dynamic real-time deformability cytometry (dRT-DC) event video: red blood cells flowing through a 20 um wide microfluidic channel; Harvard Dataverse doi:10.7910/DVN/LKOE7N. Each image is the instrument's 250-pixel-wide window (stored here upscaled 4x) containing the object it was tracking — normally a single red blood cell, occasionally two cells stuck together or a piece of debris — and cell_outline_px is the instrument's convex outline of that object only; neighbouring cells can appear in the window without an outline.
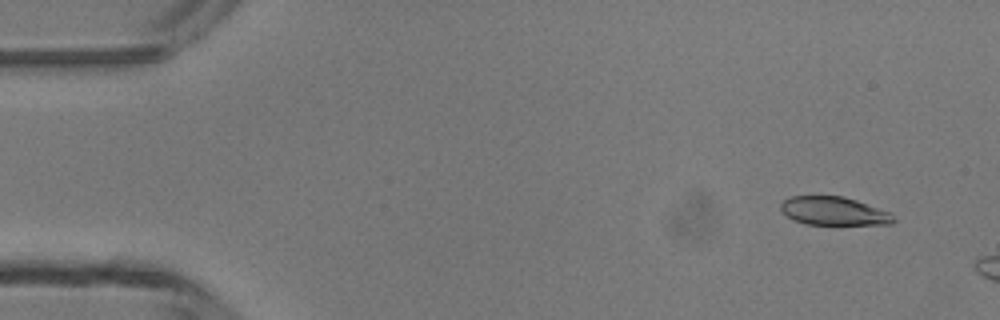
{"species": "common noctule bat (a hibernating species)", "species_latin": "Nyctalus noctula", "temperature_condition": "room temperature", "stored_images_in_passage": 8, "segment_of_instrument_passage": [1, 2], "camera_frame_rate_fps": 3000, "um_per_image_px": 0.085, "animal": {"sex": "male", "body_mass_g": 13.3}, "frame": {"image": 1, "passage_image": 2, "time_ms": 1.0, "image_size_px": [1000, 320], "cell_outline_px": [[896, 220], [892, 224], [804, 224], [788, 216], [780, 208], [780, 204], [784, 200], [792, 196], [844, 196], [892, 212]], "centroid_in_image_um": [70.92, 17.93], "position_along_channel_um": 14.1, "area_um2": 18.61}}
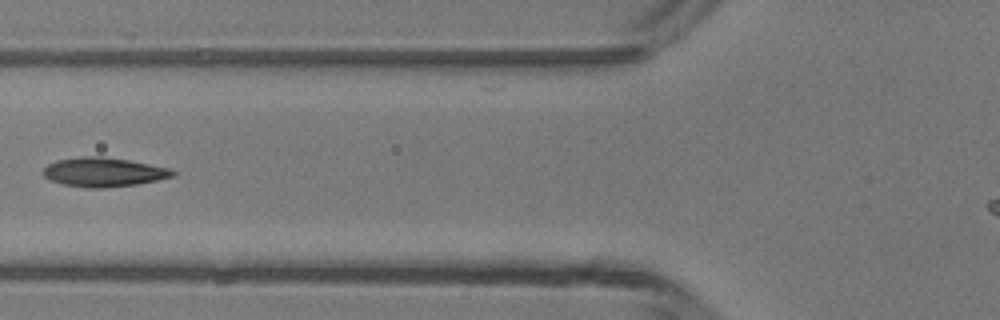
{"frame": {"image": 2, "passage_image": 6, "time_ms": 6.0, "image_size_px": [1000, 320], "cell_outline_px": [[176, 172], [172, 176], [156, 180], [136, 184], [104, 188], [88, 188], [64, 184], [52, 180], [44, 176], [40, 172], [48, 164], [56, 160], [80, 156], [104, 156], [128, 160], [172, 168]], "centroid_in_image_um": [8.79, 14.62], "position_along_channel_um": 117.0, "area_um2": 22.02}}
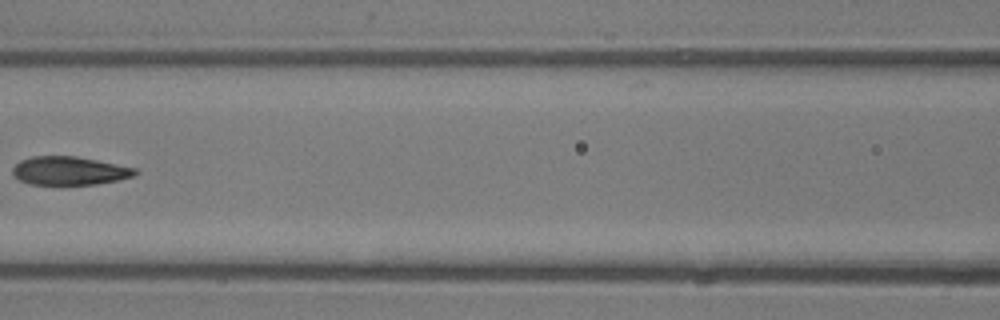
{"frame": {"image": 3, "passage_image": 7, "time_ms": 7.0, "image_size_px": [1000, 320], "cell_outline_px": [[140, 172], [132, 176], [120, 180], [96, 184], [60, 188], [28, 184], [12, 176], [12, 168], [20, 160], [32, 156], [76, 156], [136, 168]], "centroid_in_image_um": [5.85, 14.57], "position_along_channel_um": 160.7, "area_um2": 21.33}}